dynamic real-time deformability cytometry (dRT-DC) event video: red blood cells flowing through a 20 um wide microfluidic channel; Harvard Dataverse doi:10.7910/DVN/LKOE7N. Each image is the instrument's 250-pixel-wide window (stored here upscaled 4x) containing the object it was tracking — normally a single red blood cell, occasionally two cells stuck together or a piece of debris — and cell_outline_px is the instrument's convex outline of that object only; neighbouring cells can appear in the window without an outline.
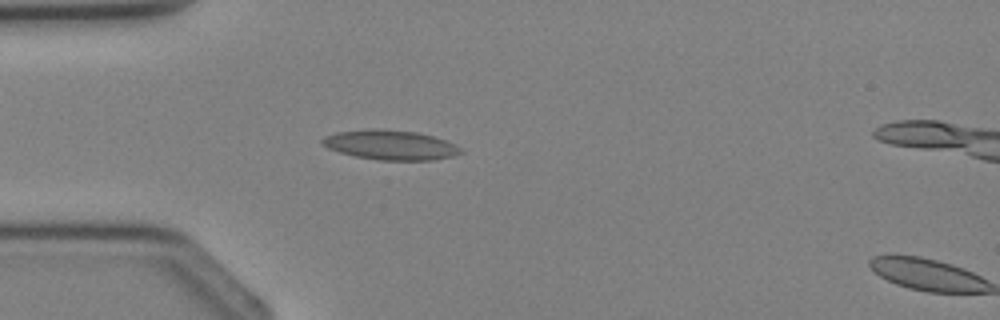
{"species": "Egyptian fruit bat (a non-hibernating species)", "species_latin": "Rousettus aegyptiacus", "temperature_condition": "cold", "stored_images_in_passage": 3, "camera_frame_rate_fps": 3000, "um_per_image_px": 0.085, "animal": {"sex": "female"}, "frame": {"image": 1, "passage_image": 2, "time_ms": 1.0, "image_size_px": [1000, 320], "cell_outline_px": [[464, 152], [452, 156], [432, 160], [380, 160], [356, 156], [340, 152], [328, 148], [320, 144], [320, 140], [324, 136], [336, 132], [368, 128], [376, 128], [416, 132], [432, 136], [444, 140], [460, 148]], "centroid_in_image_um": [33.12, 12.31], "position_along_channel_um": 51.9, "area_um2": 23.87}}